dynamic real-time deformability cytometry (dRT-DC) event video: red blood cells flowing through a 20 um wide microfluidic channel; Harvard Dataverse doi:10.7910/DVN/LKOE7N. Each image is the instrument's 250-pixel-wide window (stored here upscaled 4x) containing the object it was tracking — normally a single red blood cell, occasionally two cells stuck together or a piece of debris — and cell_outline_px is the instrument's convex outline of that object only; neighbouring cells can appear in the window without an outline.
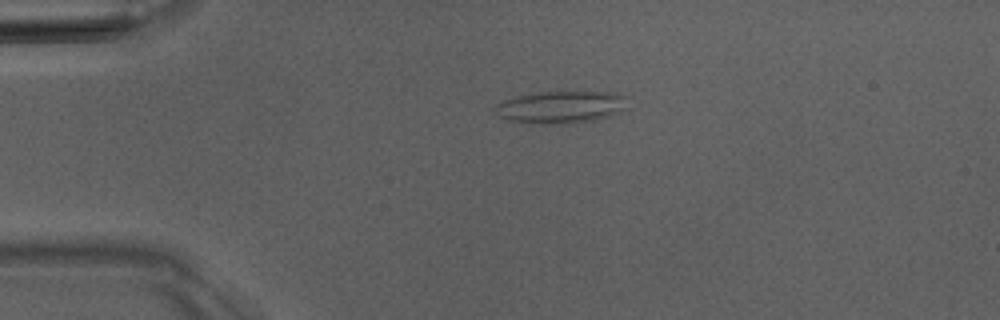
{"species": "Egyptian fruit bat (a non-hibernating species)", "species_latin": "Rousettus aegyptiacus", "temperature_condition": "room temperature", "stored_images_in_passage": 2, "camera_frame_rate_fps": 3000, "um_per_image_px": 0.085, "animal": {"sex": "male"}, "frame": {"image": 1, "passage_image": 1, "time_ms": 0.0, "image_size_px": [1000, 320], "cell_outline_px": [[632, 108], [596, 120], [556, 124], [528, 124], [512, 120], [500, 116], [492, 108], [496, 104], [504, 100], [516, 96], [532, 92], [616, 92], [628, 96]], "centroid_in_image_um": [47.77, 9.09], "position_along_channel_um": 37.2, "area_um2": 25.55}}